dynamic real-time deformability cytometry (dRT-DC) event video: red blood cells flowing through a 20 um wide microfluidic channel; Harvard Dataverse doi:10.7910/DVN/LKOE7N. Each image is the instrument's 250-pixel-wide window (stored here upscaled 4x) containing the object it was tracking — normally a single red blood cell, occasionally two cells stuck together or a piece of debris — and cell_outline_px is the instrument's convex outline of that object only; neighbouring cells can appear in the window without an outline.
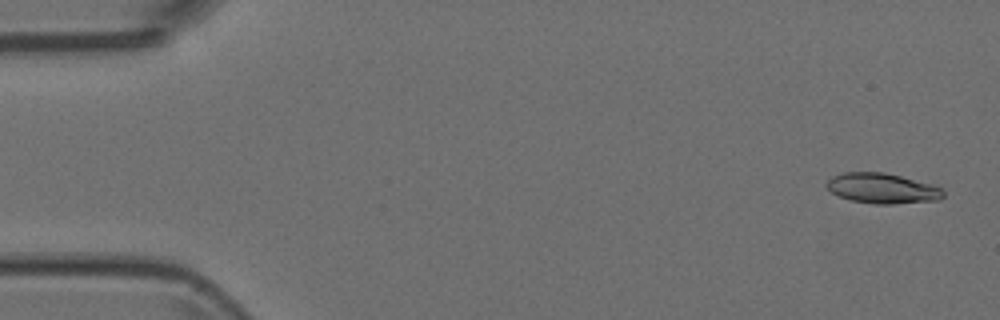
{"species": "Egyptian fruit bat (a non-hibernating species)", "species_latin": "Rousettus aegyptiacus", "temperature_condition": "room temperature", "stored_images_in_passage": 9, "camera_frame_rate_fps": 3000, "um_per_image_px": 0.085, "animal": {"sex": "female"}, "frame": {"image": 1, "passage_image": 1, "time_ms": 0.0, "image_size_px": [1000, 320], "cell_outline_px": [[944, 196], [940, 200], [892, 204], [872, 204], [852, 200], [840, 196], [832, 192], [824, 184], [832, 176], [844, 172], [884, 172], [932, 184], [944, 188]], "centroid_in_image_um": [75.02, 16.01], "position_along_channel_um": 10.0, "area_um2": 20.63}}
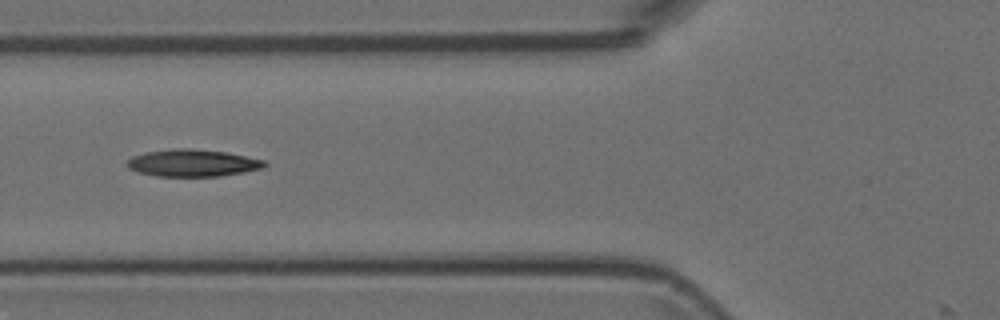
{"frame": {"image": 2, "passage_image": 6, "time_ms": 1.667, "image_size_px": [1000, 320], "cell_outline_px": [[268, 164], [264, 168], [244, 172], [220, 176], [156, 176], [140, 172], [128, 168], [124, 164], [132, 156], [144, 152], [172, 148], [192, 148], [224, 152], [264, 160]], "centroid_in_image_um": [16.35, 13.85], "position_along_channel_um": 109.5, "area_um2": 21.79}}
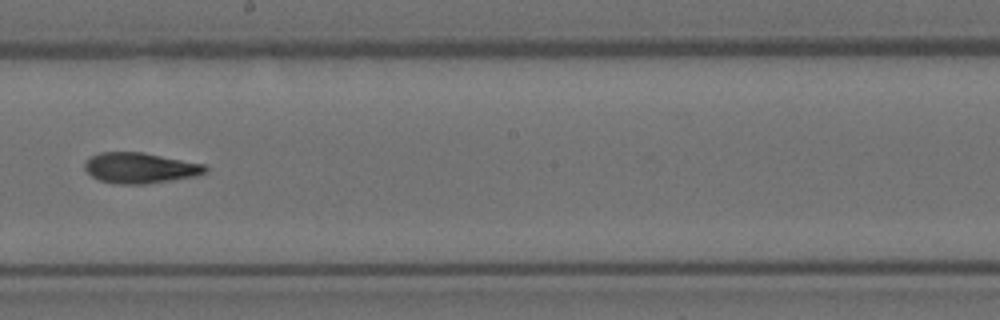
{"frame": {"image": 3, "passage_image": 9, "time_ms": 2.667, "image_size_px": [1000, 320], "cell_outline_px": [[208, 172], [196, 176], [144, 184], [116, 184], [100, 180], [92, 176], [84, 168], [84, 164], [92, 156], [100, 152], [140, 152], [204, 164], [208, 168]], "centroid_in_image_um": [11.92, 14.28], "position_along_channel_um": 236.3, "area_um2": 21.27}}